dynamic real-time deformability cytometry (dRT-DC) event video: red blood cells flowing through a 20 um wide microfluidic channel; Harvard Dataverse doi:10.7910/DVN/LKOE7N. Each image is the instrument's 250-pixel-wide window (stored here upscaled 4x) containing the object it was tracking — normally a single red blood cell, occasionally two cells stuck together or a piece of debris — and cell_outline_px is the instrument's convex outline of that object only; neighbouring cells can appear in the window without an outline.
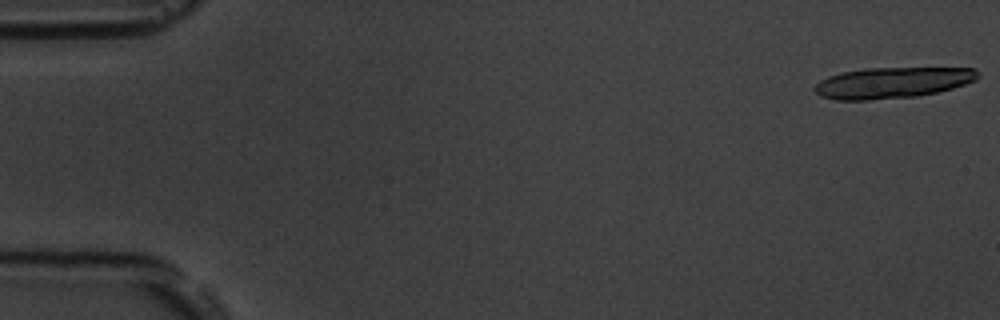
{"species": "common noctule bat (a hibernating species)", "species_latin": "Nyctalus noctula", "temperature_condition": "room temperature", "stored_images_in_passage": 8, "camera_frame_rate_fps": 3000, "um_per_image_px": 0.085, "animal": {"sex": "male", "body_mass_g": 19.5, "forearm_length_mm": 54.6}, "frame": {"image": 1, "passage_image": 1, "time_ms": 0.0, "image_size_px": [1000, 320], "cell_outline_px": [[980, 76], [976, 80], [952, 88], [936, 92], [916, 96], [868, 100], [836, 100], [820, 96], [812, 88], [820, 80], [828, 76], [840, 72], [864, 68], [972, 68], [980, 72]], "centroid_in_image_um": [75.81, 7.02], "position_along_channel_um": 9.2, "area_um2": 29.54}}